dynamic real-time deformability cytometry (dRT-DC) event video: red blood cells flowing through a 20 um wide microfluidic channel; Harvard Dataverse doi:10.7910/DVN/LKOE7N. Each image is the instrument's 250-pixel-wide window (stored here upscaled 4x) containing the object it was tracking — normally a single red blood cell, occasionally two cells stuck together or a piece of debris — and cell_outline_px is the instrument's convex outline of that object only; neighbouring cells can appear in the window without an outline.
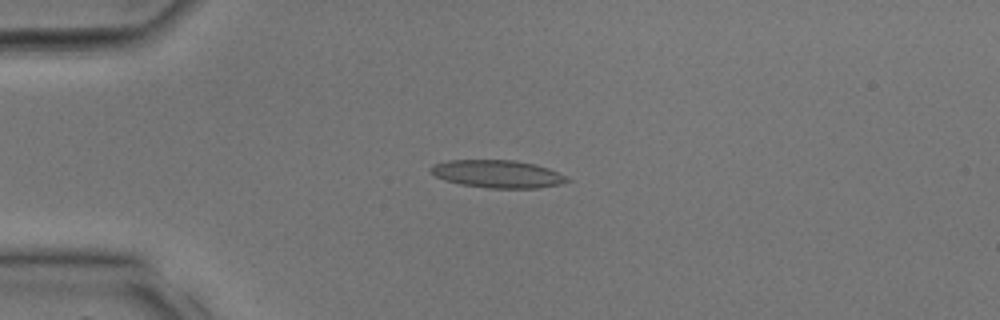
{"species": "common noctule bat (a hibernating species)", "species_latin": "Nyctalus noctula", "temperature_condition": "room temperature", "stored_images_in_passage": 12, "camera_frame_rate_fps": 3000, "um_per_image_px": 0.085, "animal": {"sex": "male", "body_mass_g": 17.9, "forearm_length_mm": 54.2}, "frame": {"image": 1, "passage_image": 7, "time_ms": 2.0, "image_size_px": [1000, 320], "cell_outline_px": [[572, 180], [560, 184], [536, 188], [488, 188], [460, 184], [444, 180], [436, 176], [428, 168], [436, 164], [448, 160], [516, 160], [536, 164], [548, 168]], "centroid_in_image_um": [42.29, 14.78], "position_along_channel_um": 42.7, "area_um2": 21.91}}
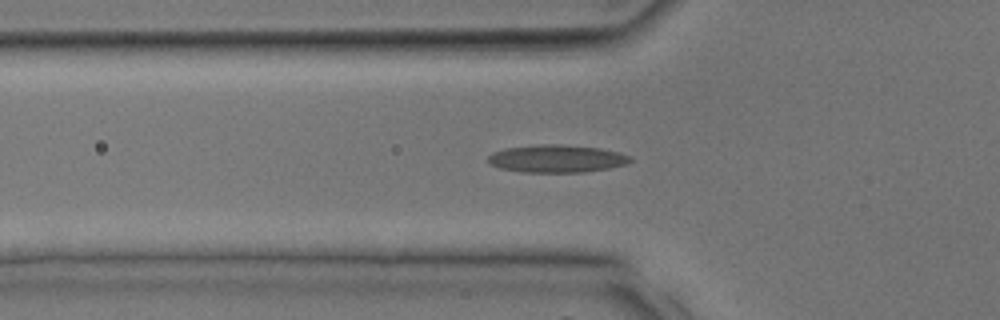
{"frame": {"image": 2, "passage_image": 10, "time_ms": 3.0, "image_size_px": [1000, 320], "cell_outline_px": [[632, 160], [628, 164], [608, 168], [584, 172], [524, 172], [500, 168], [492, 164], [488, 160], [488, 156], [492, 152], [504, 148], [536, 144], [564, 144], [600, 148], [620, 152], [632, 156]], "centroid_in_image_um": [47.35, 13.47], "position_along_channel_um": 78.4, "area_um2": 23.12}}